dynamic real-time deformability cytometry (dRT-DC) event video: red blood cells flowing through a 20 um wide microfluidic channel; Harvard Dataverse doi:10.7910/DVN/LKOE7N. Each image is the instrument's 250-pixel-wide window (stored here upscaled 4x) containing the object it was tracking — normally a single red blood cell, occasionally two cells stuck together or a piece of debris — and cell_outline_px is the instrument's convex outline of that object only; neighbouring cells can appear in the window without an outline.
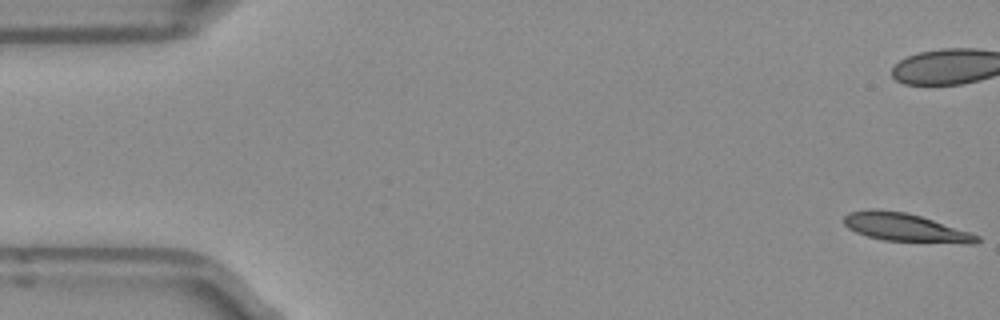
{"species": "Egyptian fruit bat (a non-hibernating species)", "species_latin": "Rousettus aegyptiacus", "temperature_condition": "room temperature", "stored_images_in_passage": 40, "camera_frame_rate_fps": 3000, "um_per_image_px": 0.085, "frame": {"image": 1, "passage_image": 1, "time_ms": 0.0, "image_size_px": [1000, 320], "cell_outline_px": [[980, 240], [976, 244], [968, 244], [884, 240], [868, 236], [856, 232], [848, 228], [844, 224], [844, 216], [848, 212], [904, 212], [920, 216], [980, 236]], "centroid_in_image_um": [77.02, 19.4], "position_along_channel_um": 8.0, "area_um2": 20.92}, "authors_computed_cell_mechanics": {"area_um2": 23.0044, "velocity_mm_per_s": 3.9559, "shape_relaxation_time_tau1_ms": 6.9837, "shape_relaxation_time_tau2_ms": 8.0961, "deformation_change_tau1": 0.1953, "deformation_change_tau2": 0.1898}}